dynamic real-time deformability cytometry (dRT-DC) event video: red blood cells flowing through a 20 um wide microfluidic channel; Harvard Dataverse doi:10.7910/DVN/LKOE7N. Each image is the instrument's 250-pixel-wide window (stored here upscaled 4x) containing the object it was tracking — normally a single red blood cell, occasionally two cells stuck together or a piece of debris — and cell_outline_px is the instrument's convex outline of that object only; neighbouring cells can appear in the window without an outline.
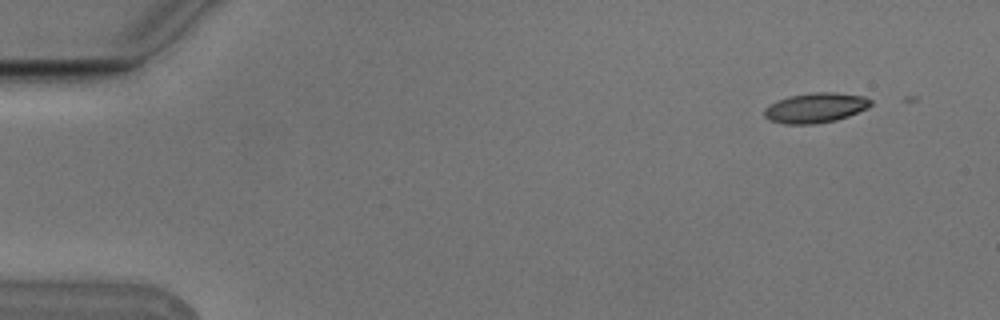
{"species": "Egyptian fruit bat (a non-hibernating species)", "species_latin": "Rousettus aegyptiacus", "temperature_condition": "cold", "stored_images_in_passage": 6, "segment_of_instrument_passage": [2, 2], "camera_frame_rate_fps": 3000, "um_per_image_px": 0.085, "animal": {"sex": "male"}, "frame": {"image": 1, "passage_image": 6, "time_ms": 1.667, "image_size_px": [1000, 320], "cell_outline_px": [[872, 104], [868, 108], [848, 116], [836, 120], [816, 124], [784, 124], [768, 120], [764, 116], [764, 108], [768, 104], [776, 100], [788, 96], [816, 92], [836, 92], [864, 96], [872, 100]], "centroid_in_image_um": [69.29, 9.16], "position_along_channel_um": 15.7, "area_um2": 18.84}}